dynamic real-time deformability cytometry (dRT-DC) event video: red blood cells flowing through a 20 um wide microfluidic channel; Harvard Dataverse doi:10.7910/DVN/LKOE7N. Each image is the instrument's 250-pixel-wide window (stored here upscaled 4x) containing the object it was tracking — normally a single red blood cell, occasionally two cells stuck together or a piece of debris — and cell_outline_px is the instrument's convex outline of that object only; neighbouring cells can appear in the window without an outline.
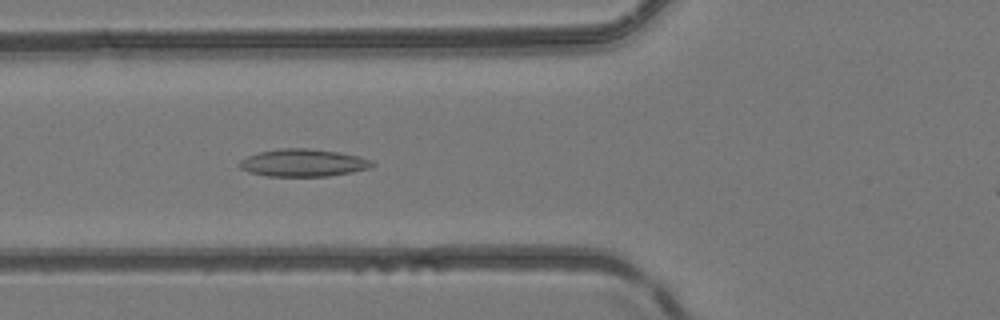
{"species": "common noctule bat (a hibernating species)", "species_latin": "Nyctalus noctula", "temperature_condition": "room temperature", "stored_images_in_passage": 44, "camera_frame_rate_fps": 3000, "um_per_image_px": 0.085, "animal": {"sex": "female", "body_mass_g": 24.6, "forearm_length_mm": 56.2}, "frame": {"image": 1, "passage_image": 17, "time_ms": 5.333, "image_size_px": [1000, 320], "cell_outline_px": [[376, 164], [368, 168], [352, 172], [328, 176], [268, 176], [248, 172], [240, 168], [240, 160], [248, 156], [260, 152], [280, 148], [308, 148], [340, 152], [360, 156], [372, 160]], "centroid_in_image_um": [25.8, 13.83], "position_along_channel_um": 100.0, "area_um2": 21.27}}
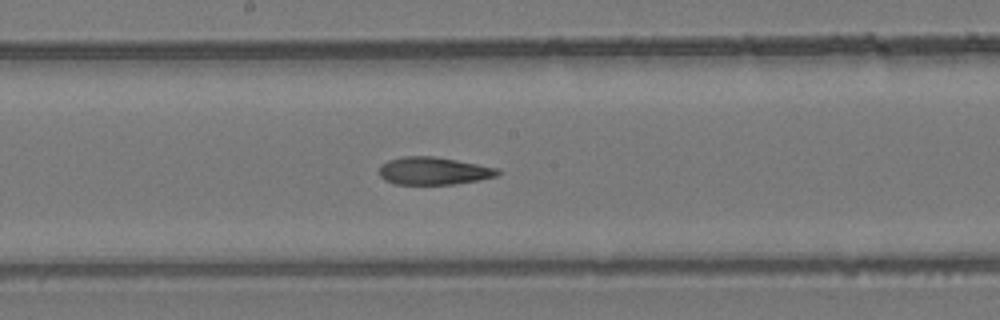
{"frame": {"image": 2, "passage_image": 25, "time_ms": 8.0, "image_size_px": [1000, 320], "cell_outline_px": [[500, 172], [496, 176], [480, 180], [456, 184], [396, 184], [384, 180], [380, 176], [380, 164], [388, 160], [404, 156], [432, 156], [456, 160], [496, 168]], "centroid_in_image_um": [36.82, 14.53], "position_along_channel_um": 211.4, "area_um2": 18.96}}
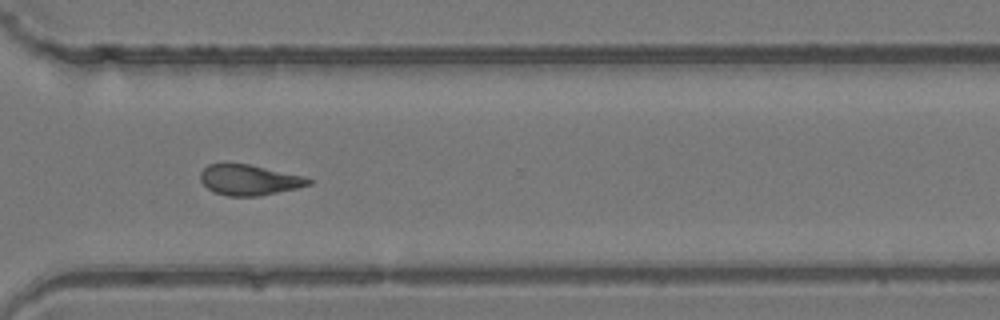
{"frame": {"image": 3, "passage_image": 35, "time_ms": 11.333, "image_size_px": [1000, 320], "cell_outline_px": [[312, 184], [296, 188], [260, 196], [228, 196], [216, 192], [208, 188], [200, 180], [200, 172], [208, 164], [248, 164], [304, 176], [312, 180]], "centroid_in_image_um": [21.19, 15.3], "position_along_channel_um": 349.4, "area_um2": 19.02}, "authors_computed_cell_mechanics": {"area_um2": 21.5883, "velocity_mm_per_s": 4.1499, "shape_relaxation_time_tau1_ms": null, "shape_relaxation_time_tau2_ms": 4.7943, "deformation_change_tau1": null, "deformation_change_tau2": 0.1276}}